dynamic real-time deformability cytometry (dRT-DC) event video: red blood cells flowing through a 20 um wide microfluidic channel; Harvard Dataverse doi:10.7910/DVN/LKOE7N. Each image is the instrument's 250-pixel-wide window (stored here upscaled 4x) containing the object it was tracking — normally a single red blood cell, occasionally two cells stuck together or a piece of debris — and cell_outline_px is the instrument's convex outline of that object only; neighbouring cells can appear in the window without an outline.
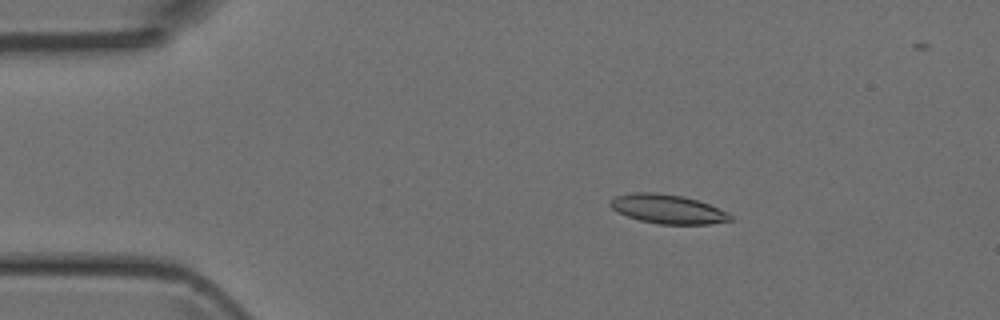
{"species": "Egyptian fruit bat (a non-hibernating species)", "species_latin": "Rousettus aegyptiacus", "temperature_condition": "room temperature", "stored_images_in_passage": 50, "camera_frame_rate_fps": 3000, "um_per_image_px": 0.085, "animal": {"sex": "female"}, "frame": {"image": 1, "passage_image": 9, "time_ms": 2.667, "image_size_px": [1000, 320], "cell_outline_px": [[732, 220], [708, 224], [660, 224], [640, 220], [616, 212], [608, 204], [608, 200], [616, 196], [632, 192], [656, 192], [684, 196], [708, 204], [728, 212], [732, 216]], "centroid_in_image_um": [56.71, 17.76], "position_along_channel_um": 28.3, "area_um2": 20.4}}
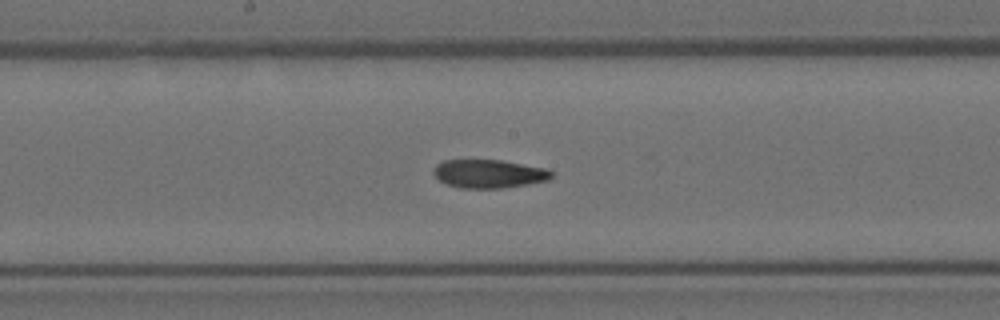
{"frame": {"image": 2, "passage_image": 26, "time_ms": 8.333, "image_size_px": [1000, 320], "cell_outline_px": [[552, 176], [548, 180], [528, 184], [504, 188], [460, 188], [448, 184], [440, 180], [432, 172], [432, 168], [436, 164], [444, 160], [500, 160], [548, 168], [552, 172]], "centroid_in_image_um": [41.56, 14.76], "position_along_channel_um": 206.6, "area_um2": 19.59}}
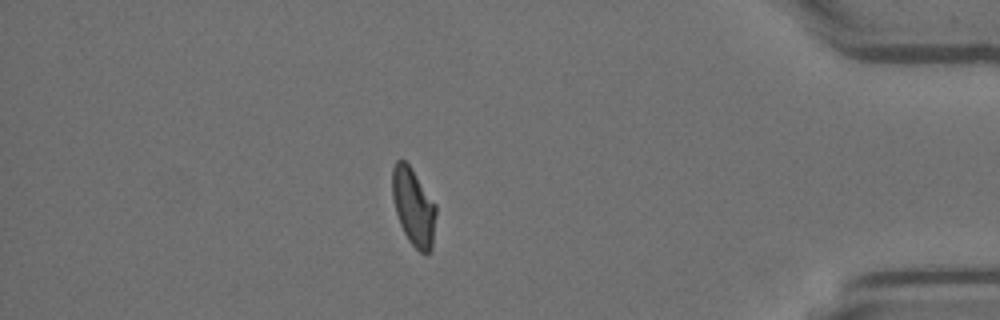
{"frame": {"image": 3, "passage_image": 43, "time_ms": 14.0, "image_size_px": [1000, 320], "cell_outline_px": [[436, 216], [432, 248], [428, 252], [420, 252], [408, 240], [400, 224], [396, 212], [392, 196], [392, 168], [396, 160], [404, 160], [408, 164], [436, 204]], "centroid_in_image_um": [35.14, 17.58], "position_along_channel_um": 400.1, "area_um2": 19.54}}